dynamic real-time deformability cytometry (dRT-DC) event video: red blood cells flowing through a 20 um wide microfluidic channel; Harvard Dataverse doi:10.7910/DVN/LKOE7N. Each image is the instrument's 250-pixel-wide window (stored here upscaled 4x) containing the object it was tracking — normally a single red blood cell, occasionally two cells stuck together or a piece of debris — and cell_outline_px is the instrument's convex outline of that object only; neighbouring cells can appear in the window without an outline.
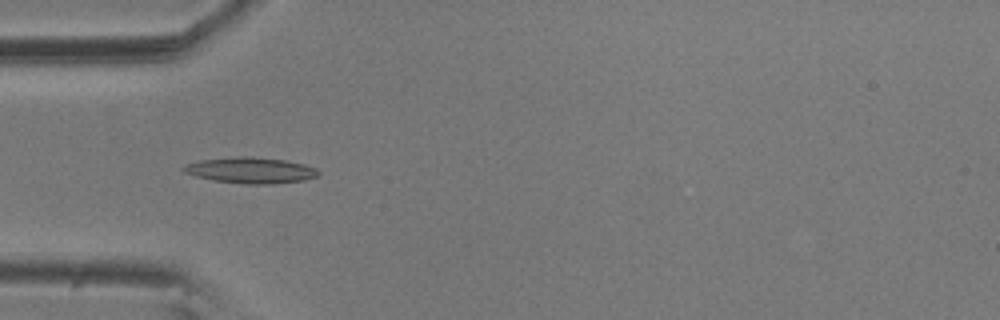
{"species": "common noctule bat (a hibernating species)", "species_latin": "Nyctalus noctula", "temperature_condition": "room temperature", "stored_images_in_passage": 4, "camera_frame_rate_fps": 3000, "um_per_image_px": 0.085, "animal": {"sex": "male", "body_mass_g": 20.5, "forearm_length_mm": 52.5}, "frame": {"image": 1, "passage_image": 3, "time_ms": 0.667, "image_size_px": [1000, 320], "cell_outline_px": [[320, 172], [316, 176], [304, 180], [272, 184], [248, 184], [212, 180], [196, 176], [184, 172], [180, 168], [184, 164], [200, 160], [236, 156], [252, 156], [284, 160], [304, 164], [316, 168]], "centroid_in_image_um": [21.27, 14.47], "position_along_channel_um": 63.7, "area_um2": 20.46}}
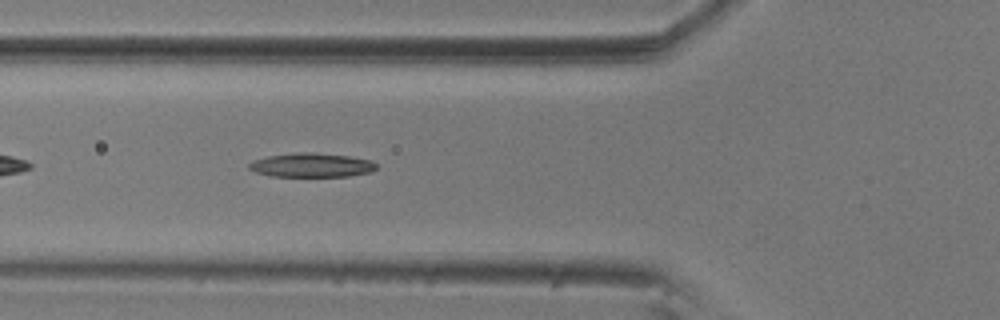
{"frame": {"image": 2, "passage_image": 4, "time_ms": 1.0, "image_size_px": [1000, 320], "cell_outline_px": [[376, 168], [372, 172], [348, 176], [272, 176], [256, 172], [248, 168], [248, 164], [252, 160], [268, 156], [296, 152], [316, 152], [348, 156], [372, 160], [376, 164]], "centroid_in_image_um": [26.48, 14.02], "position_along_channel_um": 99.3, "area_um2": 17.92}}